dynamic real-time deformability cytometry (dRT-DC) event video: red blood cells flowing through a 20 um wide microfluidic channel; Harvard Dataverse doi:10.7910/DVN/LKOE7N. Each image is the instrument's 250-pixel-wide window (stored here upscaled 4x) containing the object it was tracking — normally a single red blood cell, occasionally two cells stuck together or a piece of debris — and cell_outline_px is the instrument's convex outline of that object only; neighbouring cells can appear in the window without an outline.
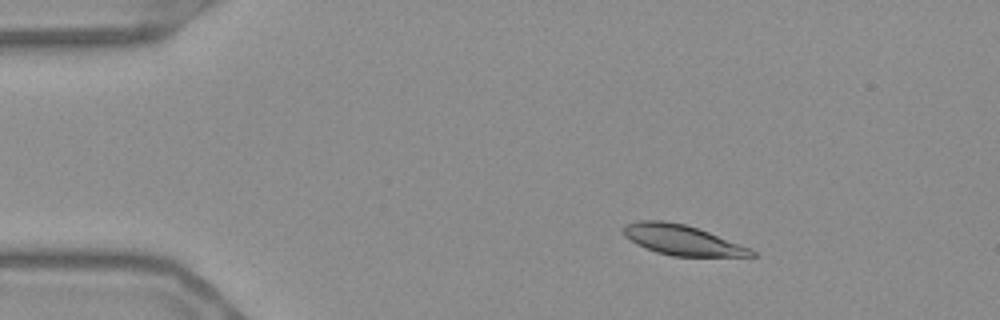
{"species": "Egyptian fruit bat (a non-hibernating species)", "species_latin": "Rousettus aegyptiacus", "temperature_condition": "warm", "stored_images_in_passage": 56, "camera_frame_rate_fps": 3000, "um_per_image_px": 0.085, "frame": {"image": 1, "passage_image": 9, "time_ms": 2.667, "image_size_px": [1000, 320], "cell_outline_px": [[756, 256], [672, 256], [656, 252], [644, 248], [636, 244], [624, 236], [620, 228], [624, 224], [640, 220], [664, 220], [684, 224], [708, 232], [752, 248], [756, 252]], "centroid_in_image_um": [57.93, 20.39], "position_along_channel_um": 27.1, "area_um2": 22.66}}
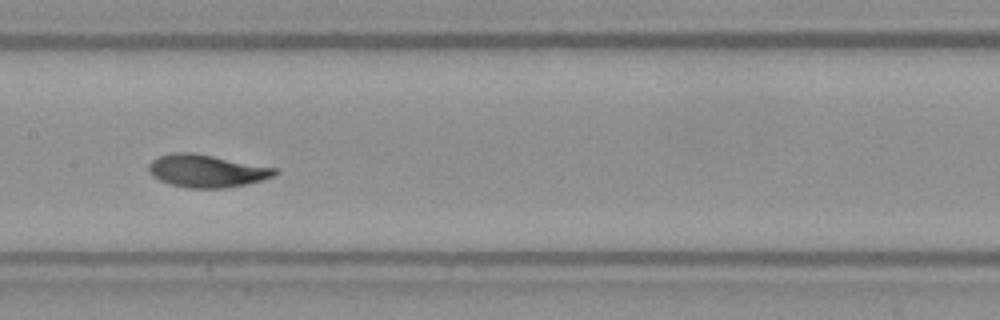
{"frame": {"image": 2, "passage_image": 28, "time_ms": 9.0, "image_size_px": [1000, 320], "cell_outline_px": [[280, 172], [276, 176], [244, 184], [224, 188], [188, 188], [172, 184], [160, 180], [152, 176], [148, 172], [148, 164], [152, 160], [160, 156], [172, 152], [192, 152], [276, 168]], "centroid_in_image_um": [17.55, 14.52], "position_along_channel_um": 189.9, "area_um2": 23.87}}
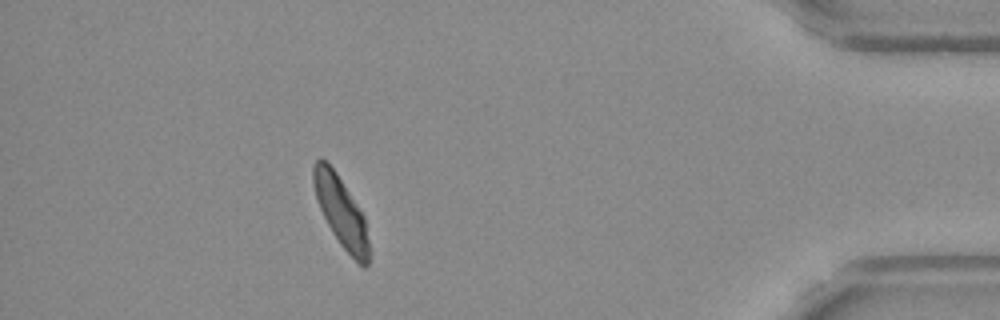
{"frame": {"image": 3, "passage_image": 50, "time_ms": 16.333, "image_size_px": [1000, 320], "cell_outline_px": [[368, 264], [364, 268], [340, 244], [332, 232], [320, 208], [316, 196], [312, 180], [312, 168], [316, 160], [320, 156], [336, 172], [364, 216], [368, 240]], "centroid_in_image_um": [28.96, 17.97], "position_along_channel_um": 406.2, "area_um2": 22.08}, "authors_computed_cell_mechanics": {"area_um2": 23.4379, "velocity_mm_per_s": 3.6339, "shape_relaxation_time_tau1_ms": 2.6754, "shape_relaxation_time_tau2_ms": 1.3667, "deformation_change_tau1": 0.131, "deformation_change_tau2": 0.0409}}